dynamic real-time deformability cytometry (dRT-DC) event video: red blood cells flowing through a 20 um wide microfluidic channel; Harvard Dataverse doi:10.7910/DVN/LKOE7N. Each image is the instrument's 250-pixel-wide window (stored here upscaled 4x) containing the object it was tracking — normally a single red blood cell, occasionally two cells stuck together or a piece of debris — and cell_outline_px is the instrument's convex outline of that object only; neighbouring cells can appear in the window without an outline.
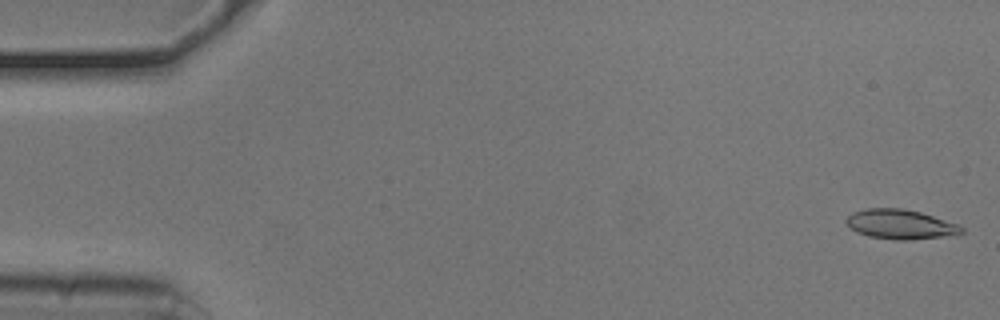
{"species": "common noctule bat (a hibernating species)", "species_latin": "Nyctalus noctula", "temperature_condition": "cold", "stored_images_in_passage": 17, "camera_frame_rate_fps": 3000, "um_per_image_px": 0.085, "animal": {"sex": "male", "body_mass_g": 20.5, "forearm_length_mm": 52.5}, "frame": {"image": 1, "passage_image": 1, "time_ms": 0.0, "image_size_px": [1000, 320], "cell_outline_px": [[964, 232], [940, 236], [908, 240], [896, 240], [868, 236], [856, 232], [844, 220], [852, 212], [864, 208], [904, 208], [920, 212], [960, 224], [964, 228]], "centroid_in_image_um": [76.51, 19.05], "position_along_channel_um": 8.5, "area_um2": 19.83}}
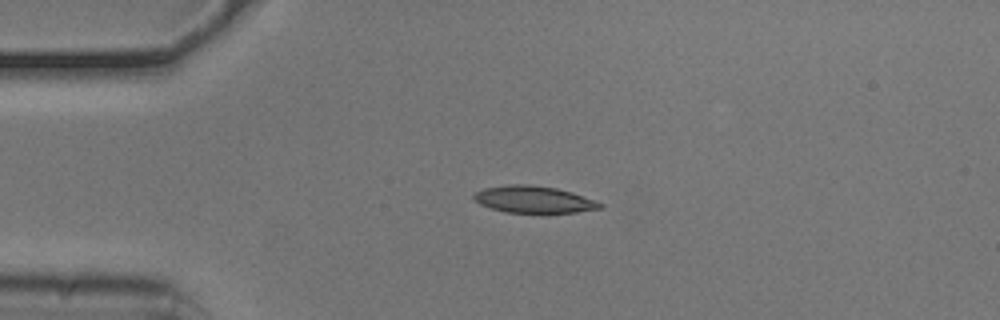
{"frame": {"image": 2, "passage_image": 12, "time_ms": 3.667, "image_size_px": [1000, 320], "cell_outline_px": [[604, 208], [576, 212], [504, 212], [480, 204], [472, 196], [476, 192], [484, 188], [508, 184], [528, 184], [556, 188], [572, 192], [596, 200], [604, 204]], "centroid_in_image_um": [45.4, 16.94], "position_along_channel_um": 39.6, "area_um2": 19.71}}